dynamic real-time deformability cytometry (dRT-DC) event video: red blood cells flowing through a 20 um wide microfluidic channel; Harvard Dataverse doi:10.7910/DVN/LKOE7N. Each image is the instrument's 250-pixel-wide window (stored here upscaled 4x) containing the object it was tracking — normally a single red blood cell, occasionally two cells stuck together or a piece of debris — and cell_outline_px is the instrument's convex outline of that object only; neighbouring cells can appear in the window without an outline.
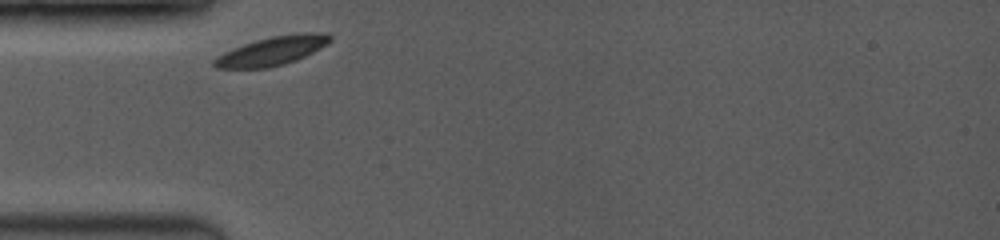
{"species": "common noctule bat (a hibernating species)", "species_latin": "Nyctalus noctula", "temperature_condition": "room temperature", "stored_images_in_passage": 27, "camera_frame_rate_fps": 3500, "um_per_image_px": 0.085, "animal": {"sex": "female", "body_mass_g": 19.0, "forearm_length_mm": 53.3}, "frame": {"image": 1, "passage_image": 1, "time_ms": 0.0, "image_size_px": [1000, 240], "cell_outline_px": [[332, 40], [328, 44], [296, 60], [284, 64], [268, 68], [216, 68], [212, 64], [212, 60], [224, 52], [244, 44], [256, 40], [272, 36], [300, 32], [328, 32], [332, 36]], "centroid_in_image_um": [23.17, 4.31], "position_along_channel_um": 61.8, "area_um2": 19.54}}
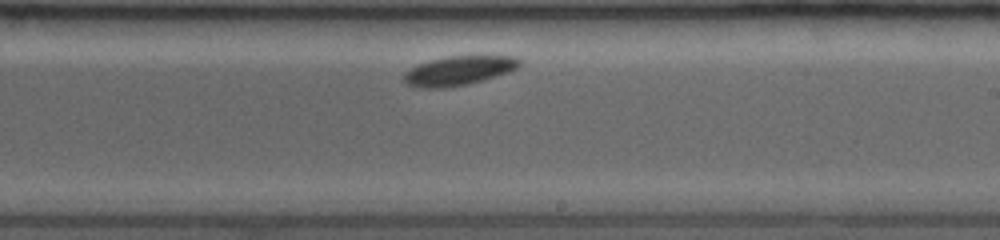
{"frame": {"image": 2, "passage_image": 16, "time_ms": 5.143, "image_size_px": [1000, 240], "cell_outline_px": [[520, 64], [516, 68], [508, 72], [484, 80], [468, 84], [444, 88], [416, 88], [408, 84], [404, 80], [404, 72], [420, 64], [432, 60], [448, 56], [516, 56], [520, 60]], "centroid_in_image_um": [39.0, 6.01], "position_along_channel_um": 250.0, "area_um2": 19.54}}
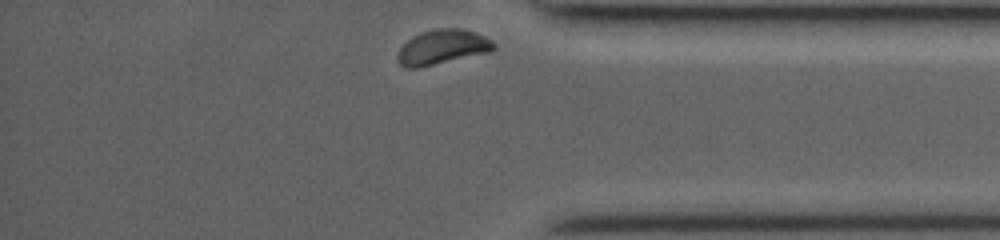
{"frame": {"image": 3, "passage_image": 27, "time_ms": 9.143, "image_size_px": [1000, 240], "cell_outline_px": [[496, 48], [492, 52], [416, 68], [404, 68], [400, 64], [396, 56], [400, 48], [412, 36], [436, 28], [460, 28], [484, 36], [492, 40], [496, 44]], "centroid_in_image_um": [37.62, 4.01], "position_along_channel_um": 397.6, "area_um2": 19.42}}